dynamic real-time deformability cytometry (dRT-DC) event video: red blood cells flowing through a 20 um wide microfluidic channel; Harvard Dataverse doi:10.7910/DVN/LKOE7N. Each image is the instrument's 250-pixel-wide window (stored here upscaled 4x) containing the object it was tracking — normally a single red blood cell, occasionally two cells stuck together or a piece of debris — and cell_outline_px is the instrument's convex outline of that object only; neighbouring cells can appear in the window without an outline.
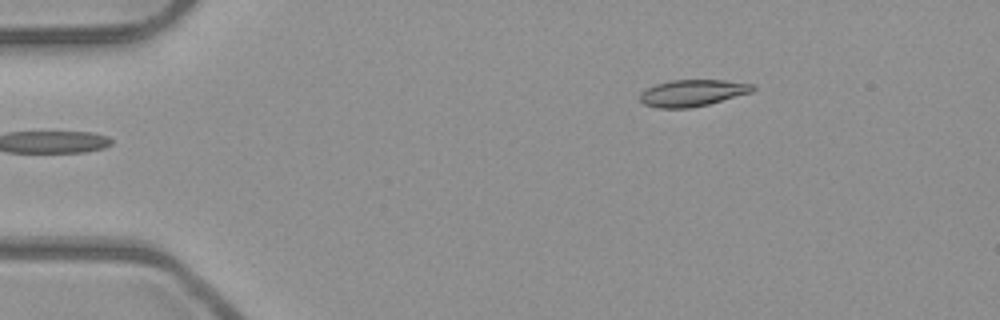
{"species": "common noctule bat (a hibernating species)", "species_latin": "Nyctalus noctula", "temperature_condition": "room temperature", "stored_images_in_passage": 3, "camera_frame_rate_fps": 3000, "um_per_image_px": 0.085, "animal": {"sex": "male", "body_mass_g": 23.1, "forearm_length_mm": 52.7}, "frame": {"image": 1, "passage_image": 1, "time_ms": 0.0, "image_size_px": [1000, 320], "cell_outline_px": [[756, 88], [752, 92], [708, 104], [688, 108], [660, 108], [644, 104], [640, 100], [640, 92], [656, 84], [672, 80], [724, 80], [756, 84]], "centroid_in_image_um": [58.89, 7.89], "position_along_channel_um": 26.1, "area_um2": 17.46}}